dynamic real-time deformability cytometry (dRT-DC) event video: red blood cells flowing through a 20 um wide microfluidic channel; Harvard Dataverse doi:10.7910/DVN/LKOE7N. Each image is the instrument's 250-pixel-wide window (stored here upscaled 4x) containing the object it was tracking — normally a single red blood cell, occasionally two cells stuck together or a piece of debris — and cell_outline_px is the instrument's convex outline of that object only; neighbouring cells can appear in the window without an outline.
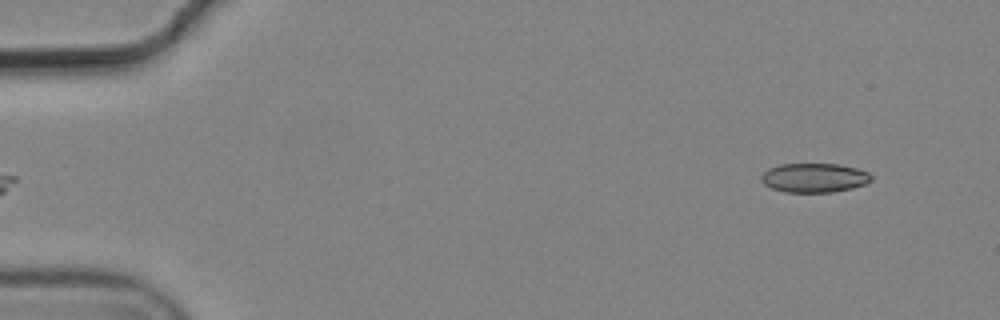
{"species": "common noctule bat (a hibernating species)", "species_latin": "Nyctalus noctula", "temperature_condition": "cold", "stored_images_in_passage": 6, "camera_frame_rate_fps": 3000, "um_per_image_px": 0.085, "animal": {"sex": "male", "body_mass_g": 19.2, "forearm_length_mm": 51.8}, "frame": {"image": 1, "passage_image": 6, "time_ms": 1.667, "image_size_px": [1000, 320], "cell_outline_px": [[872, 180], [864, 184], [852, 188], [832, 192], [784, 192], [772, 188], [764, 184], [760, 180], [760, 176], [768, 168], [780, 164], [836, 164], [856, 168], [868, 172], [872, 176]], "centroid_in_image_um": [69.18, 15.11], "position_along_channel_um": 15.8, "area_um2": 18.73}}